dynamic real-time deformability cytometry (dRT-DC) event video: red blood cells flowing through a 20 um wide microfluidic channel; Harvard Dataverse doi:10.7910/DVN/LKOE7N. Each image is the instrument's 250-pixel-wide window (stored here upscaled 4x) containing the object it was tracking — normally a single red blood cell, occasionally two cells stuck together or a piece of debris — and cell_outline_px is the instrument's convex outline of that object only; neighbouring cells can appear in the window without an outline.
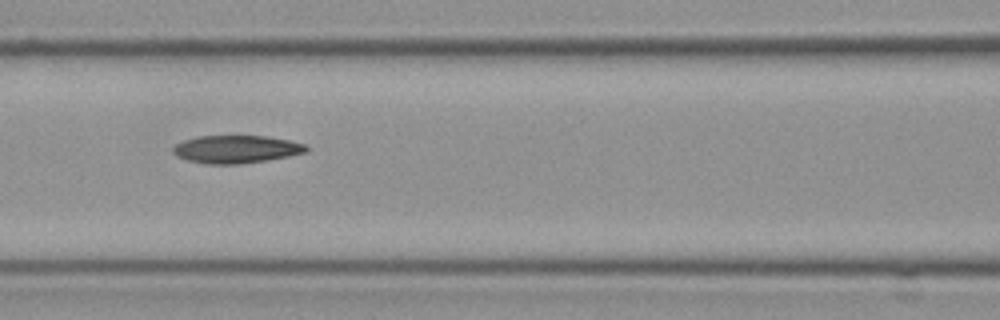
{"species": "Egyptian fruit bat (a non-hibernating species)", "species_latin": "Rousettus aegyptiacus", "temperature_condition": "cold", "stored_images_in_passage": 16, "camera_frame_rate_fps": 3000, "um_per_image_px": 0.085, "frame": {"image": 1, "passage_image": 7, "time_ms": 2.0, "image_size_px": [1000, 320], "cell_outline_px": [[308, 152], [288, 156], [264, 160], [236, 164], [208, 164], [188, 160], [176, 156], [172, 152], [172, 148], [176, 144], [184, 140], [196, 136], [268, 136], [292, 140], [304, 144], [308, 148]], "centroid_in_image_um": [20.07, 12.67], "position_along_channel_um": 146.5, "area_um2": 21.56}}
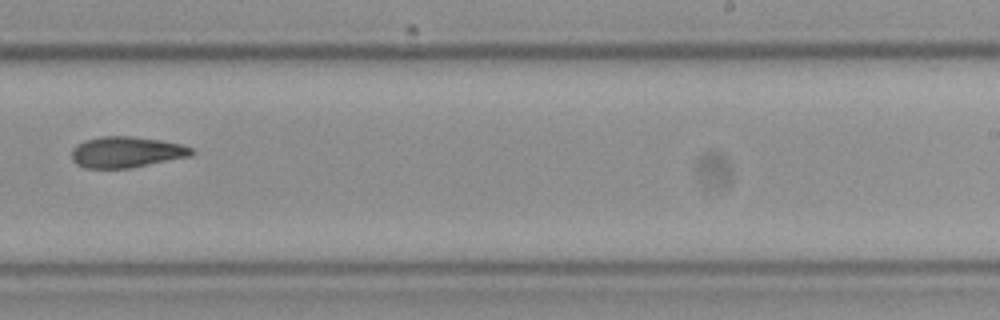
{"frame": {"image": 2, "passage_image": 10, "time_ms": 3.0, "image_size_px": [1000, 320], "cell_outline_px": [[196, 152], [192, 156], [128, 168], [88, 168], [76, 164], [72, 160], [72, 148], [76, 144], [84, 140], [100, 136], [132, 136], [160, 140], [180, 144], [192, 148]], "centroid_in_image_um": [10.73, 12.92], "position_along_channel_um": 278.3, "area_um2": 21.73}}
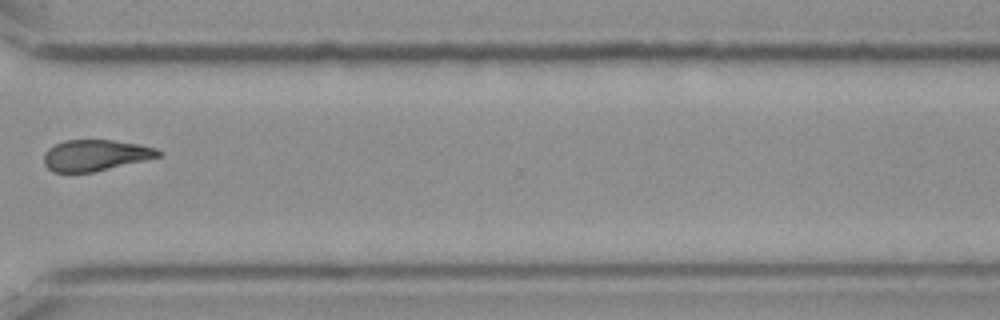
{"frame": {"image": 3, "passage_image": 12, "time_ms": 3.667, "image_size_px": [1000, 320], "cell_outline_px": [[160, 156], [144, 160], [92, 172], [52, 172], [44, 164], [44, 152], [48, 148], [64, 140], [112, 140], [140, 144], [156, 148], [160, 152]], "centroid_in_image_um": [8.07, 13.19], "position_along_channel_um": 362.5, "area_um2": 20.58}}